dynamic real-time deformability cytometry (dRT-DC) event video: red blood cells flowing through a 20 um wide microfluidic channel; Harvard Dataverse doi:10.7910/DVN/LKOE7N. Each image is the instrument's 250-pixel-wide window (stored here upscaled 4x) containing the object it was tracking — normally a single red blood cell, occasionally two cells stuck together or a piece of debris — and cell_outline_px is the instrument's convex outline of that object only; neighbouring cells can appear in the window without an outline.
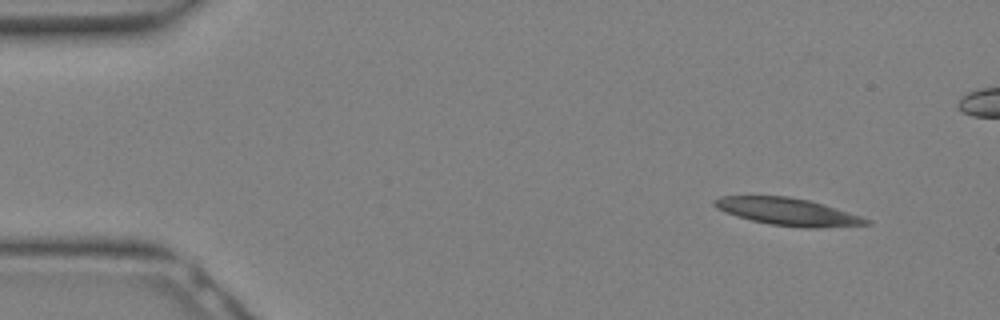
{"species": "Egyptian fruit bat (a non-hibernating species)", "species_latin": "Rousettus aegyptiacus", "temperature_condition": "warm", "stored_images_in_passage": 9, "camera_frame_rate_fps": 3000, "um_per_image_px": 0.085, "animal": {"sex": "female"}, "frame": {"image": 1, "passage_image": 1, "time_ms": 0.0, "image_size_px": [1000, 320], "cell_outline_px": [[872, 224], [820, 228], [804, 228], [768, 224], [752, 220], [724, 212], [716, 208], [712, 204], [712, 200], [720, 196], [788, 196], [808, 200], [860, 216], [872, 220]], "centroid_in_image_um": [66.94, 18.0], "position_along_channel_um": 18.1, "area_um2": 24.1}}
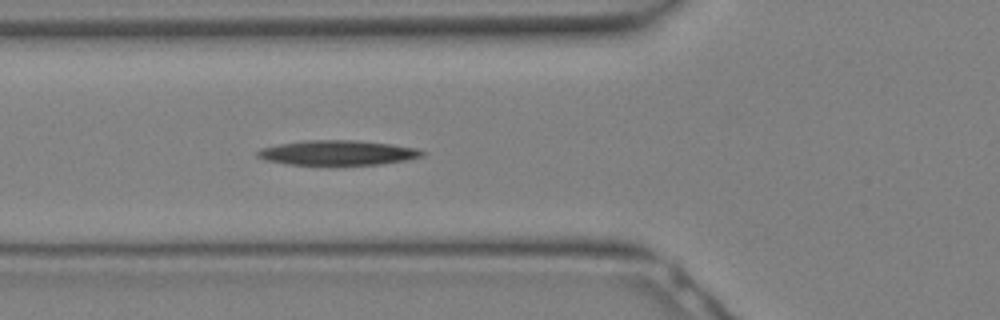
{"frame": {"image": 2, "passage_image": 9, "time_ms": 2.667, "image_size_px": [1000, 320], "cell_outline_px": [[428, 152], [424, 156], [408, 160], [380, 164], [336, 168], [288, 164], [264, 160], [256, 156], [256, 152], [260, 148], [280, 144], [304, 140], [356, 140], [392, 144], [420, 148]], "centroid_in_image_um": [28.75, 13.03], "position_along_channel_um": 97.1, "area_um2": 25.26}}